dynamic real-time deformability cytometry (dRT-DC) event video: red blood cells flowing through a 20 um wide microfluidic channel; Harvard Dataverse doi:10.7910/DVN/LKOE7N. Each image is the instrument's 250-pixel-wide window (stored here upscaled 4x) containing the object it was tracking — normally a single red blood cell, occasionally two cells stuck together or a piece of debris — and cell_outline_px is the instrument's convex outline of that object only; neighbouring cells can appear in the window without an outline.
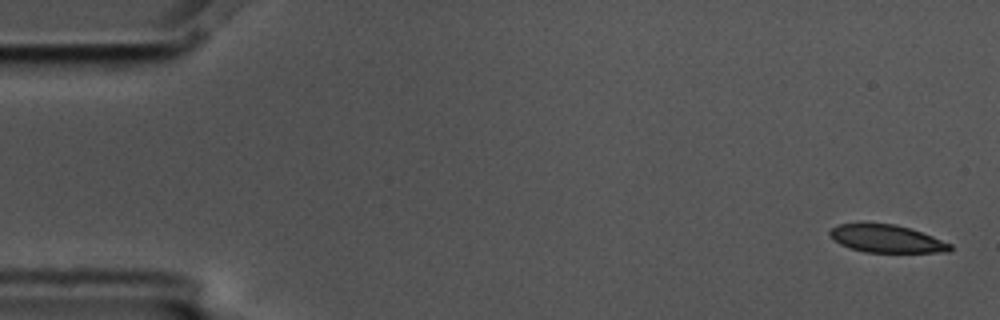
{"species": "common noctule bat (a hibernating species)", "species_latin": "Nyctalus noctula", "temperature_condition": "cold", "stored_images_in_passage": 5, "camera_frame_rate_fps": 3000, "um_per_image_px": 0.085, "animal": {"sex": "male", "body_mass_g": 17.5, "forearm_length_mm": 52.3}, "frame": {"image": 1, "passage_image": 1, "time_ms": 0.0, "image_size_px": [1000, 320], "cell_outline_px": [[952, 248], [948, 252], [864, 252], [848, 248], [832, 240], [828, 232], [832, 228], [840, 224], [896, 224], [932, 236], [952, 244]], "centroid_in_image_um": [75.33, 20.31], "position_along_channel_um": 9.7, "area_um2": 19.25}}